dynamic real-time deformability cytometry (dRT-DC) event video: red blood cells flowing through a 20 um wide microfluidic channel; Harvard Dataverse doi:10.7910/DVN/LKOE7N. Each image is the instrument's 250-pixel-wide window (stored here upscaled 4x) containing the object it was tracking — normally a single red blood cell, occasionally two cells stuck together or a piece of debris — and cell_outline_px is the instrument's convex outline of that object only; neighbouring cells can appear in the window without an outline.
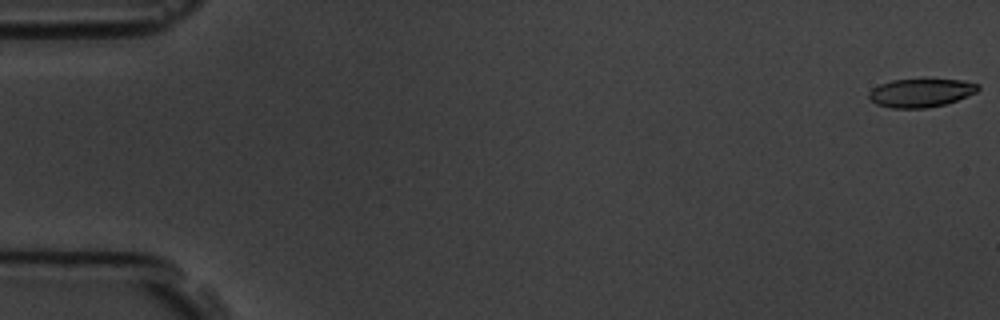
{"species": "common noctule bat (a hibernating species)", "species_latin": "Nyctalus noctula", "temperature_condition": "room temperature", "stored_images_in_passage": 57, "camera_frame_rate_fps": 3000, "um_per_image_px": 0.085, "animal": {"sex": "male", "body_mass_g": 19.5, "forearm_length_mm": 54.6}, "frame": {"image": 1, "passage_image": 1, "time_ms": 0.0, "image_size_px": [1000, 320], "cell_outline_px": [[980, 88], [976, 92], [956, 100], [944, 104], [928, 108], [892, 108], [876, 104], [868, 96], [868, 92], [872, 88], [880, 84], [892, 80], [924, 76], [960, 80], [980, 84]], "centroid_in_image_um": [78.27, 7.83], "position_along_channel_um": 6.7, "area_um2": 18.84}}
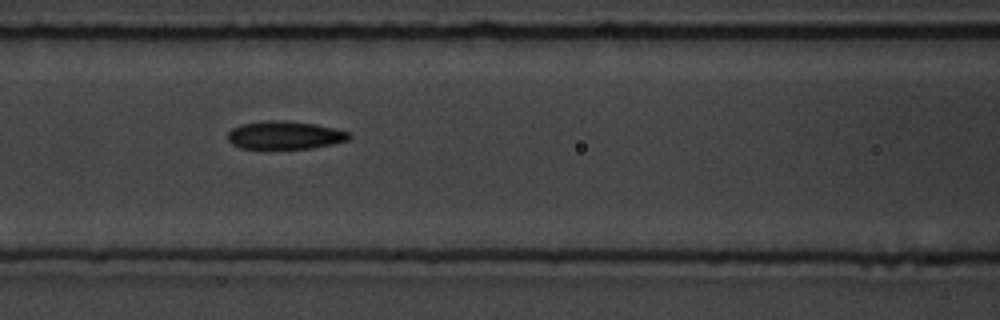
{"frame": {"image": 2, "passage_image": 25, "time_ms": 8.0, "image_size_px": [1000, 320], "cell_outline_px": [[352, 136], [348, 140], [332, 144], [312, 148], [240, 148], [232, 144], [228, 140], [228, 132], [232, 128], [240, 124], [264, 120], [280, 120], [316, 124], [348, 132]], "centroid_in_image_um": [24.18, 11.48], "position_along_channel_um": 142.4, "area_um2": 19.77}}
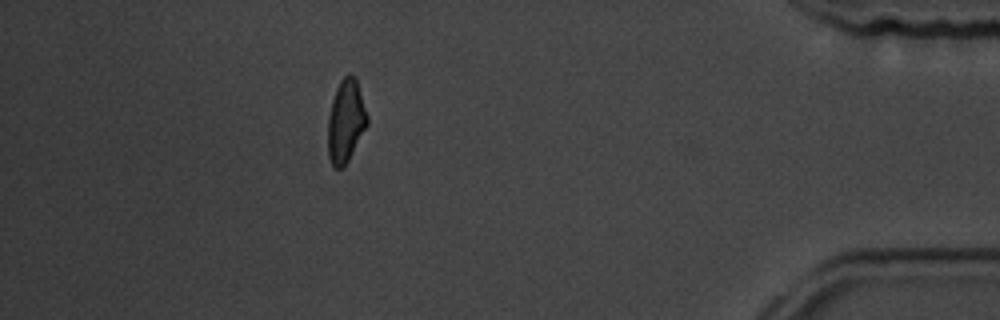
{"frame": {"image": 3, "passage_image": 51, "time_ms": 16.667, "image_size_px": [1000, 320], "cell_outline_px": [[368, 124], [344, 168], [332, 168], [328, 156], [328, 116], [332, 100], [336, 88], [340, 80], [348, 72], [352, 72], [356, 76], [368, 116]], "centroid_in_image_um": [29.39, 10.27], "position_along_channel_um": 405.8, "area_um2": 19.36}, "authors_computed_cell_mechanics": {"area_um2": 19.1896, "velocity_mm_per_s": 3.6126, "shape_relaxation_time_tau1_ms": 2.8344, "shape_relaxation_time_tau2_ms": 1.9678, "deformation_change_tau1": 0.1312, "deformation_change_tau2": 0.0941}}